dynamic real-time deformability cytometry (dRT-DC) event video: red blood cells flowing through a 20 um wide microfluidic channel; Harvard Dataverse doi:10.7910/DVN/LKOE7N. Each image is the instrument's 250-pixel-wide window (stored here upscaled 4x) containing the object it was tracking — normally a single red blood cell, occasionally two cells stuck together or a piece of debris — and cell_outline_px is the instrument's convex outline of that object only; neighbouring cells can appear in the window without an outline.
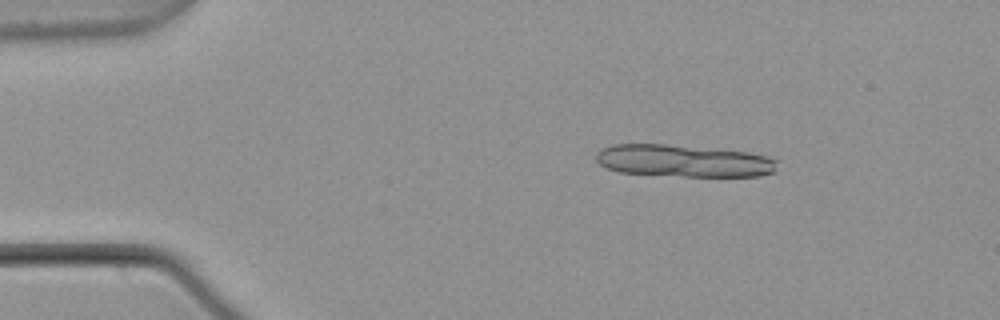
{"species": "common noctule bat (a hibernating species)", "species_latin": "Nyctalus noctula", "temperature_condition": "warm", "stored_images_in_passage": 10, "camera_frame_rate_fps": 3000, "um_per_image_px": 0.085, "animal": {"sex": "male", "body_mass_g": 21.5, "forearm_length_mm": 52.0}, "frame": {"image": 1, "passage_image": 4, "time_ms": 1.0, "image_size_px": [1000, 320], "cell_outline_px": [[776, 172], [760, 176], [684, 176], [620, 172], [608, 168], [600, 164], [596, 160], [596, 152], [600, 148], [612, 144], [664, 144], [748, 152], [768, 156], [776, 160]], "centroid_in_image_um": [58.1, 13.67], "position_along_channel_um": 26.9, "area_um2": 33.93}}